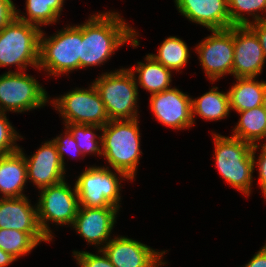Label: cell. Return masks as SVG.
I'll use <instances>...</instances> for the list:
<instances>
[{"mask_svg": "<svg viewBox=\"0 0 266 267\" xmlns=\"http://www.w3.org/2000/svg\"><path fill=\"white\" fill-rule=\"evenodd\" d=\"M65 131L62 135V133L58 136H56L55 138H52L51 140L54 142L57 152L59 153L60 159L63 163V166L65 168V155L67 153V155H70V157H77L81 156L83 158V155L80 151V149L78 148L77 142L75 141V139L73 138L71 132L66 128Z\"/></svg>", "mask_w": 266, "mask_h": 267, "instance_id": "obj_30", "label": "cell"}, {"mask_svg": "<svg viewBox=\"0 0 266 267\" xmlns=\"http://www.w3.org/2000/svg\"><path fill=\"white\" fill-rule=\"evenodd\" d=\"M73 257L80 267H115L102 250H98V254L74 250Z\"/></svg>", "mask_w": 266, "mask_h": 267, "instance_id": "obj_31", "label": "cell"}, {"mask_svg": "<svg viewBox=\"0 0 266 267\" xmlns=\"http://www.w3.org/2000/svg\"><path fill=\"white\" fill-rule=\"evenodd\" d=\"M16 259L0 248V267H7Z\"/></svg>", "mask_w": 266, "mask_h": 267, "instance_id": "obj_36", "label": "cell"}, {"mask_svg": "<svg viewBox=\"0 0 266 267\" xmlns=\"http://www.w3.org/2000/svg\"><path fill=\"white\" fill-rule=\"evenodd\" d=\"M104 103L110 120H133L138 117V87L128 68L105 72L92 82Z\"/></svg>", "mask_w": 266, "mask_h": 267, "instance_id": "obj_4", "label": "cell"}, {"mask_svg": "<svg viewBox=\"0 0 266 267\" xmlns=\"http://www.w3.org/2000/svg\"><path fill=\"white\" fill-rule=\"evenodd\" d=\"M262 108L266 112V90H265L264 95H263Z\"/></svg>", "mask_w": 266, "mask_h": 267, "instance_id": "obj_37", "label": "cell"}, {"mask_svg": "<svg viewBox=\"0 0 266 267\" xmlns=\"http://www.w3.org/2000/svg\"><path fill=\"white\" fill-rule=\"evenodd\" d=\"M7 113L0 111V156L17 152L20 146L17 141L23 137L14 129L7 118Z\"/></svg>", "mask_w": 266, "mask_h": 267, "instance_id": "obj_29", "label": "cell"}, {"mask_svg": "<svg viewBox=\"0 0 266 267\" xmlns=\"http://www.w3.org/2000/svg\"><path fill=\"white\" fill-rule=\"evenodd\" d=\"M65 124H88L103 127L110 121L100 95L91 83L89 88H75L50 101Z\"/></svg>", "mask_w": 266, "mask_h": 267, "instance_id": "obj_10", "label": "cell"}, {"mask_svg": "<svg viewBox=\"0 0 266 267\" xmlns=\"http://www.w3.org/2000/svg\"><path fill=\"white\" fill-rule=\"evenodd\" d=\"M16 17V7L12 0H0V30Z\"/></svg>", "mask_w": 266, "mask_h": 267, "instance_id": "obj_33", "label": "cell"}, {"mask_svg": "<svg viewBox=\"0 0 266 267\" xmlns=\"http://www.w3.org/2000/svg\"><path fill=\"white\" fill-rule=\"evenodd\" d=\"M44 142L31 156H27L22 148L19 149L25 157L27 180L39 190L66 179V168L63 166L54 142L52 140Z\"/></svg>", "mask_w": 266, "mask_h": 267, "instance_id": "obj_15", "label": "cell"}, {"mask_svg": "<svg viewBox=\"0 0 266 267\" xmlns=\"http://www.w3.org/2000/svg\"><path fill=\"white\" fill-rule=\"evenodd\" d=\"M236 83L228 90L230 109L236 112L262 106L266 81L257 77L235 78Z\"/></svg>", "mask_w": 266, "mask_h": 267, "instance_id": "obj_21", "label": "cell"}, {"mask_svg": "<svg viewBox=\"0 0 266 267\" xmlns=\"http://www.w3.org/2000/svg\"><path fill=\"white\" fill-rule=\"evenodd\" d=\"M123 180L132 181L125 173L118 170L112 171L108 166L87 167L75 181L80 206L120 209Z\"/></svg>", "mask_w": 266, "mask_h": 267, "instance_id": "obj_7", "label": "cell"}, {"mask_svg": "<svg viewBox=\"0 0 266 267\" xmlns=\"http://www.w3.org/2000/svg\"><path fill=\"white\" fill-rule=\"evenodd\" d=\"M179 13L187 20L211 30L231 27L227 0H174Z\"/></svg>", "mask_w": 266, "mask_h": 267, "instance_id": "obj_17", "label": "cell"}, {"mask_svg": "<svg viewBox=\"0 0 266 267\" xmlns=\"http://www.w3.org/2000/svg\"><path fill=\"white\" fill-rule=\"evenodd\" d=\"M41 242H51L44 233H26L0 229V248L16 260L30 253Z\"/></svg>", "mask_w": 266, "mask_h": 267, "instance_id": "obj_25", "label": "cell"}, {"mask_svg": "<svg viewBox=\"0 0 266 267\" xmlns=\"http://www.w3.org/2000/svg\"><path fill=\"white\" fill-rule=\"evenodd\" d=\"M118 213L119 209L117 207L92 208L80 206L71 227L88 244L102 250L112 239L111 233Z\"/></svg>", "mask_w": 266, "mask_h": 267, "instance_id": "obj_14", "label": "cell"}, {"mask_svg": "<svg viewBox=\"0 0 266 267\" xmlns=\"http://www.w3.org/2000/svg\"><path fill=\"white\" fill-rule=\"evenodd\" d=\"M189 94L176 87L150 95L152 113L158 122L176 130H185L194 125L192 101Z\"/></svg>", "mask_w": 266, "mask_h": 267, "instance_id": "obj_13", "label": "cell"}, {"mask_svg": "<svg viewBox=\"0 0 266 267\" xmlns=\"http://www.w3.org/2000/svg\"><path fill=\"white\" fill-rule=\"evenodd\" d=\"M0 229L26 233H43L37 219V206L28 196L0 198Z\"/></svg>", "mask_w": 266, "mask_h": 267, "instance_id": "obj_18", "label": "cell"}, {"mask_svg": "<svg viewBox=\"0 0 266 267\" xmlns=\"http://www.w3.org/2000/svg\"><path fill=\"white\" fill-rule=\"evenodd\" d=\"M241 267H266V243L253 257Z\"/></svg>", "mask_w": 266, "mask_h": 267, "instance_id": "obj_35", "label": "cell"}, {"mask_svg": "<svg viewBox=\"0 0 266 267\" xmlns=\"http://www.w3.org/2000/svg\"><path fill=\"white\" fill-rule=\"evenodd\" d=\"M35 77L26 71L9 70L0 75V111L24 113L42 108L50 97Z\"/></svg>", "mask_w": 266, "mask_h": 267, "instance_id": "obj_9", "label": "cell"}, {"mask_svg": "<svg viewBox=\"0 0 266 267\" xmlns=\"http://www.w3.org/2000/svg\"><path fill=\"white\" fill-rule=\"evenodd\" d=\"M42 30L16 17L0 30V67L17 66L16 72L39 65Z\"/></svg>", "mask_w": 266, "mask_h": 267, "instance_id": "obj_6", "label": "cell"}, {"mask_svg": "<svg viewBox=\"0 0 266 267\" xmlns=\"http://www.w3.org/2000/svg\"><path fill=\"white\" fill-rule=\"evenodd\" d=\"M191 101L193 123L197 116L208 121H219L228 117L231 112L228 92H220L215 86L202 96L191 98Z\"/></svg>", "mask_w": 266, "mask_h": 267, "instance_id": "obj_22", "label": "cell"}, {"mask_svg": "<svg viewBox=\"0 0 266 267\" xmlns=\"http://www.w3.org/2000/svg\"><path fill=\"white\" fill-rule=\"evenodd\" d=\"M119 12H99L81 23L80 69L103 65L121 46L140 45L139 33Z\"/></svg>", "mask_w": 266, "mask_h": 267, "instance_id": "obj_1", "label": "cell"}, {"mask_svg": "<svg viewBox=\"0 0 266 267\" xmlns=\"http://www.w3.org/2000/svg\"><path fill=\"white\" fill-rule=\"evenodd\" d=\"M206 77L215 82L232 75L234 55V26L225 30H211V35L201 40L195 47Z\"/></svg>", "mask_w": 266, "mask_h": 267, "instance_id": "obj_11", "label": "cell"}, {"mask_svg": "<svg viewBox=\"0 0 266 267\" xmlns=\"http://www.w3.org/2000/svg\"><path fill=\"white\" fill-rule=\"evenodd\" d=\"M214 160L219 174L233 188L247 197L252 191L253 145L241 139L213 133Z\"/></svg>", "mask_w": 266, "mask_h": 267, "instance_id": "obj_3", "label": "cell"}, {"mask_svg": "<svg viewBox=\"0 0 266 267\" xmlns=\"http://www.w3.org/2000/svg\"><path fill=\"white\" fill-rule=\"evenodd\" d=\"M27 166L24 155L18 150L0 156V198L26 196Z\"/></svg>", "mask_w": 266, "mask_h": 267, "instance_id": "obj_19", "label": "cell"}, {"mask_svg": "<svg viewBox=\"0 0 266 267\" xmlns=\"http://www.w3.org/2000/svg\"><path fill=\"white\" fill-rule=\"evenodd\" d=\"M102 251L115 267H161L166 251L152 247L126 236H113Z\"/></svg>", "mask_w": 266, "mask_h": 267, "instance_id": "obj_12", "label": "cell"}, {"mask_svg": "<svg viewBox=\"0 0 266 267\" xmlns=\"http://www.w3.org/2000/svg\"><path fill=\"white\" fill-rule=\"evenodd\" d=\"M81 24L67 25L54 33L40 35L38 70H44L49 76H60L80 69Z\"/></svg>", "mask_w": 266, "mask_h": 267, "instance_id": "obj_5", "label": "cell"}, {"mask_svg": "<svg viewBox=\"0 0 266 267\" xmlns=\"http://www.w3.org/2000/svg\"><path fill=\"white\" fill-rule=\"evenodd\" d=\"M145 56V63L140 61L136 66L128 68L133 73L137 86L140 85L151 95L172 88V71L150 55Z\"/></svg>", "mask_w": 266, "mask_h": 267, "instance_id": "obj_20", "label": "cell"}, {"mask_svg": "<svg viewBox=\"0 0 266 267\" xmlns=\"http://www.w3.org/2000/svg\"><path fill=\"white\" fill-rule=\"evenodd\" d=\"M266 141V140H264ZM260 149L259 155H256V151L258 148ZM252 156L254 161V168H258V181L259 187L261 188V193H263V198L266 200V143H263L262 145L260 142H258L256 145L252 148ZM258 156V157H257ZM257 157V158H256Z\"/></svg>", "mask_w": 266, "mask_h": 267, "instance_id": "obj_32", "label": "cell"}, {"mask_svg": "<svg viewBox=\"0 0 266 267\" xmlns=\"http://www.w3.org/2000/svg\"><path fill=\"white\" fill-rule=\"evenodd\" d=\"M240 116L233 128L232 137L248 142L253 146L266 140V112L262 106L237 112Z\"/></svg>", "mask_w": 266, "mask_h": 267, "instance_id": "obj_24", "label": "cell"}, {"mask_svg": "<svg viewBox=\"0 0 266 267\" xmlns=\"http://www.w3.org/2000/svg\"><path fill=\"white\" fill-rule=\"evenodd\" d=\"M265 57L256 34L248 26H234V78L258 77L265 67Z\"/></svg>", "mask_w": 266, "mask_h": 267, "instance_id": "obj_16", "label": "cell"}, {"mask_svg": "<svg viewBox=\"0 0 266 267\" xmlns=\"http://www.w3.org/2000/svg\"><path fill=\"white\" fill-rule=\"evenodd\" d=\"M169 70L177 71L187 65L190 58L188 45L182 38L169 36L160 45L157 54H148Z\"/></svg>", "mask_w": 266, "mask_h": 267, "instance_id": "obj_26", "label": "cell"}, {"mask_svg": "<svg viewBox=\"0 0 266 267\" xmlns=\"http://www.w3.org/2000/svg\"><path fill=\"white\" fill-rule=\"evenodd\" d=\"M72 134L73 138L77 142L83 157L87 154L102 156V136L95 133V131H102L103 127L99 125L88 124H65Z\"/></svg>", "mask_w": 266, "mask_h": 267, "instance_id": "obj_28", "label": "cell"}, {"mask_svg": "<svg viewBox=\"0 0 266 267\" xmlns=\"http://www.w3.org/2000/svg\"><path fill=\"white\" fill-rule=\"evenodd\" d=\"M248 27L256 34L259 39L260 45L263 49V54L266 60V21L254 22Z\"/></svg>", "mask_w": 266, "mask_h": 267, "instance_id": "obj_34", "label": "cell"}, {"mask_svg": "<svg viewBox=\"0 0 266 267\" xmlns=\"http://www.w3.org/2000/svg\"><path fill=\"white\" fill-rule=\"evenodd\" d=\"M37 219L41 231L52 241L54 235L50 224L72 226L78 213L80 204L75 184L73 188L63 180L62 182L39 190ZM50 223V224H49Z\"/></svg>", "mask_w": 266, "mask_h": 267, "instance_id": "obj_8", "label": "cell"}, {"mask_svg": "<svg viewBox=\"0 0 266 267\" xmlns=\"http://www.w3.org/2000/svg\"><path fill=\"white\" fill-rule=\"evenodd\" d=\"M228 13L231 26H248L254 22L266 21V16L259 14L261 11L266 14V0H227ZM245 12V13H244ZM247 16H251L250 21Z\"/></svg>", "mask_w": 266, "mask_h": 267, "instance_id": "obj_27", "label": "cell"}, {"mask_svg": "<svg viewBox=\"0 0 266 267\" xmlns=\"http://www.w3.org/2000/svg\"><path fill=\"white\" fill-rule=\"evenodd\" d=\"M139 118L133 120H110L101 131L102 156L109 168L125 173L133 182L140 156ZM111 166V167H110Z\"/></svg>", "mask_w": 266, "mask_h": 267, "instance_id": "obj_2", "label": "cell"}, {"mask_svg": "<svg viewBox=\"0 0 266 267\" xmlns=\"http://www.w3.org/2000/svg\"><path fill=\"white\" fill-rule=\"evenodd\" d=\"M64 3L65 0H26V13H22L16 7V18L41 29L43 25L59 21Z\"/></svg>", "mask_w": 266, "mask_h": 267, "instance_id": "obj_23", "label": "cell"}]
</instances>
